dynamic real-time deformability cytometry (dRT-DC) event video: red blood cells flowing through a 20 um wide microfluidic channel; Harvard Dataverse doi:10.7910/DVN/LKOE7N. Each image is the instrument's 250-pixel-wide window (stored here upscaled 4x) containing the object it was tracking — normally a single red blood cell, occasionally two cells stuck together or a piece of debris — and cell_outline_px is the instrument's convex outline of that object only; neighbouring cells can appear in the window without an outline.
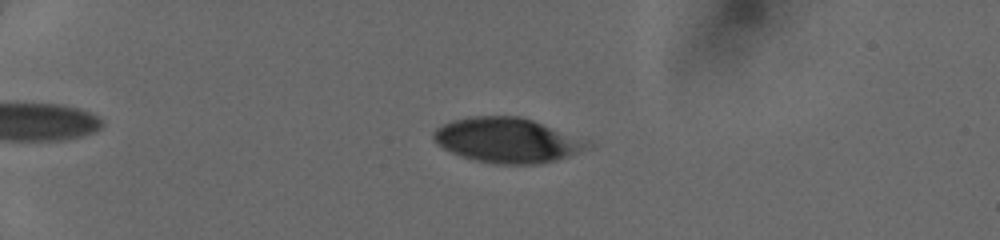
{"species": "human", "species_latin": "Homo sapiens", "temperature_condition": "cold", "stored_images_in_passage": 50, "camera_frame_rate_fps": 3000, "um_per_image_px": 0.085, "donor": {"sex": "female"}, "frame": {"image": 1, "passage_image": 14, "time_ms": 4.333, "image_size_px": [1000, 240], "cell_outline_px": [[592, 144], [568, 156], [556, 160], [536, 164], [496, 164], [476, 160], [460, 156], [436, 144], [432, 140], [432, 132], [436, 128], [452, 120], [468, 116], [520, 116], [532, 120], [588, 140]], "centroid_in_image_um": [43.05, 11.91], "position_along_channel_um": 41.9, "area_um2": 40.06}}
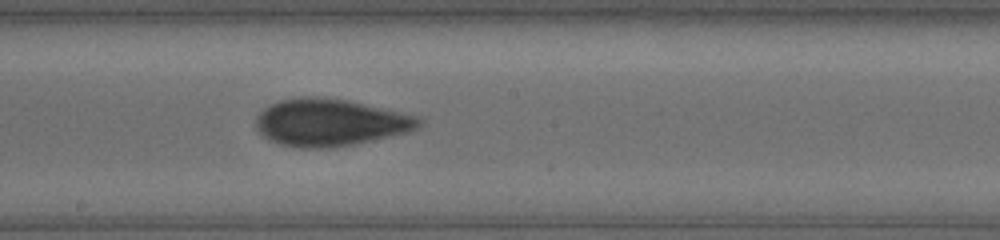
{"frame": {"image": 2, "passage_image": 31, "time_ms": 10.0, "image_size_px": [1000, 240], "cell_outline_px": [[424, 120], [416, 128], [408, 132], [352, 144], [332, 148], [300, 148], [280, 144], [268, 140], [256, 128], [256, 116], [264, 108], [280, 100], [300, 96], [312, 96], [348, 100], [416, 116]], "centroid_in_image_um": [28.01, 10.41], "position_along_channel_um": 220.2, "area_um2": 44.51}}
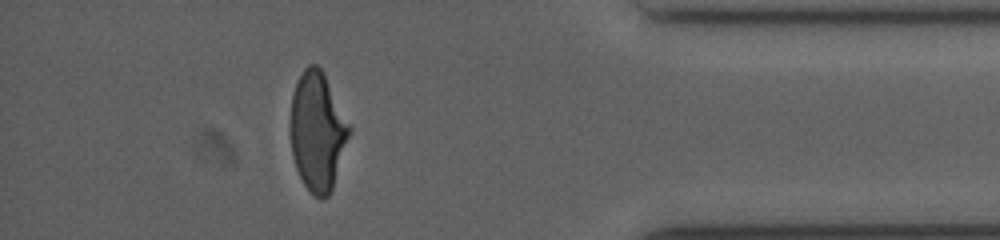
{"frame": {"image": 3, "passage_image": 46, "time_ms": 15.0, "image_size_px": [1000, 240], "cell_outline_px": [[352, 132], [332, 188], [328, 196], [324, 200], [320, 200], [304, 184], [296, 168], [292, 152], [292, 96], [296, 84], [304, 68], [308, 64], [316, 64], [324, 72], [352, 128]], "centroid_in_image_um": [27.03, 11.16], "position_along_channel_um": 408.2, "area_um2": 40.4}}